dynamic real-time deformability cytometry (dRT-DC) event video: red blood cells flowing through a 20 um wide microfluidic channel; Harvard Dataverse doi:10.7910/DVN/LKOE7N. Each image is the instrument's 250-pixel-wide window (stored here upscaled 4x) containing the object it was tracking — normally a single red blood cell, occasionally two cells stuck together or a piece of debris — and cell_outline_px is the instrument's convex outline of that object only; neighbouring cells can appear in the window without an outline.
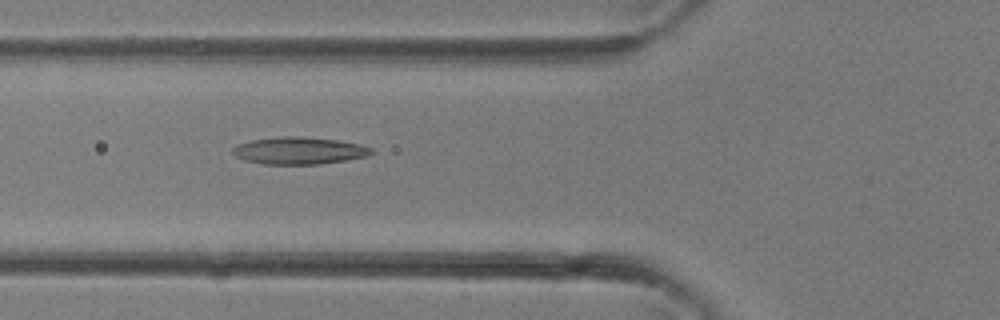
{"species": "common noctule bat (a hibernating species)", "species_latin": "Nyctalus noctula", "temperature_condition": "room temperature", "stored_images_in_passage": 14, "camera_frame_rate_fps": 3000, "um_per_image_px": 0.085, "animal": {"sex": "female"}, "frame": {"image": 1, "passage_image": 14, "time_ms": 4.333, "image_size_px": [1000, 320], "cell_outline_px": [[368, 152], [360, 156], [340, 160], [308, 164], [276, 164], [252, 160], [248, 144], [260, 140], [328, 140], [352, 144], [364, 148]], "centroid_in_image_um": [25.73, 12.87], "position_along_channel_um": 100.1, "area_um2": 16.88}}